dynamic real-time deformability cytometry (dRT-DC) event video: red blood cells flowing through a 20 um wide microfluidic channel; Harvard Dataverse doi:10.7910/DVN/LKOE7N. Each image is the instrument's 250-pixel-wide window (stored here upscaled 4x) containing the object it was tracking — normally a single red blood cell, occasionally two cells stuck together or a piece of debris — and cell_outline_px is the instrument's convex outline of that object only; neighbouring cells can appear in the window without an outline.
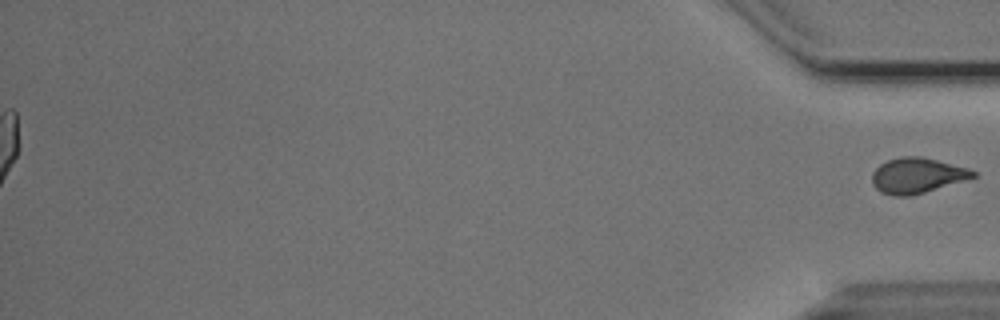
{"species": "Egyptian fruit bat (a non-hibernating species)", "species_latin": "Rousettus aegyptiacus", "temperature_condition": "cold", "stored_images_in_passage": 41, "segment_of_instrument_passage": [2, 2], "camera_frame_rate_fps": 3000, "um_per_image_px": 0.085, "animal": {"sex": "male"}, "frame": {"image": 1, "passage_image": 41, "time_ms": 13.333, "image_size_px": [1000, 320], "cell_outline_px": [[976, 176], [924, 192], [908, 196], [892, 196], [880, 192], [872, 184], [872, 172], [880, 164], [888, 160], [900, 156], [920, 156], [968, 168], [976, 172]], "centroid_in_image_um": [77.89, 14.91], "position_along_channel_um": 357.3, "area_um2": 20.58}}